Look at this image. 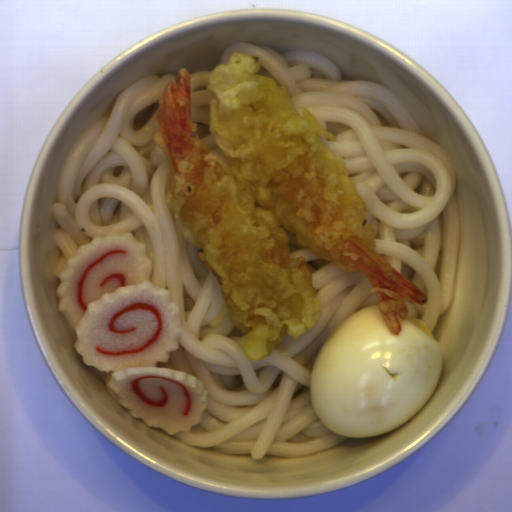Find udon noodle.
Returning a JSON list of instances; mask_svg holds the SVG:
<instances>
[{"label": "udon noodle", "mask_w": 512, "mask_h": 512, "mask_svg": "<svg viewBox=\"0 0 512 512\" xmlns=\"http://www.w3.org/2000/svg\"><path fill=\"white\" fill-rule=\"evenodd\" d=\"M176 77L151 75L126 87L112 110L74 142L51 209L61 252L54 273L61 281L68 259L95 237L131 233L145 244L151 283L169 291L181 322L178 350L157 367L196 377L208 394L200 422L176 434L178 441L254 460L311 456L341 445L350 437L330 430L312 406L311 373L328 336L348 316L378 305L376 293L359 271L337 269L283 229L289 257L307 261L321 315L299 340L285 335L271 355L245 357L244 334L222 289L166 199L171 167L154 132L163 91Z\"/></svg>", "instance_id": "1"}, {"label": "udon noodle", "mask_w": 512, "mask_h": 512, "mask_svg": "<svg viewBox=\"0 0 512 512\" xmlns=\"http://www.w3.org/2000/svg\"><path fill=\"white\" fill-rule=\"evenodd\" d=\"M259 60L256 76L286 87L334 136L322 145L346 164L375 233L377 254L417 286L427 301H405L406 318L422 320L433 334L451 307L460 257L461 224L453 162L429 139L419 120L386 85L344 80L342 70L316 51L278 53L233 42L221 53Z\"/></svg>", "instance_id": "2"}, {"label": "udon noodle", "mask_w": 512, "mask_h": 512, "mask_svg": "<svg viewBox=\"0 0 512 512\" xmlns=\"http://www.w3.org/2000/svg\"><path fill=\"white\" fill-rule=\"evenodd\" d=\"M212 72L199 70L190 74V126L193 136L200 138L210 151L221 154L209 131V110L212 99L209 77Z\"/></svg>", "instance_id": "3"}]
</instances>
